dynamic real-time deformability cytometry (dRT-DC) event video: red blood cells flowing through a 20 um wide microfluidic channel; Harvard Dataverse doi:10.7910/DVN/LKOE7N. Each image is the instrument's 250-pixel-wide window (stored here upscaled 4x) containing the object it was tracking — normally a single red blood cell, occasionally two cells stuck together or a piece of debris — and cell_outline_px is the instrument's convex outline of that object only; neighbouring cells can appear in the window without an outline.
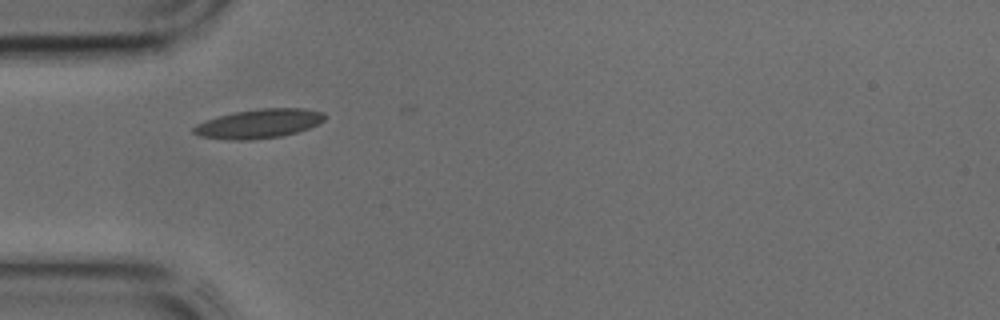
{"species": "common noctule bat (a hibernating species)", "species_latin": "Nyctalus noctula", "temperature_condition": "cold", "stored_images_in_passage": 26, "camera_frame_rate_fps": 3000, "um_per_image_px": 0.085, "animal": {"sex": "male", "body_mass_g": 17.9, "forearm_length_mm": 54.2}, "frame": {"image": 1, "passage_image": 1, "time_ms": 0.0, "image_size_px": [1000, 320], "cell_outline_px": [[324, 120], [308, 128], [296, 132], [280, 136], [252, 140], [228, 140], [200, 136], [192, 132], [192, 128], [196, 124], [220, 116], [236, 112], [260, 108], [304, 108], [324, 112]], "centroid_in_image_um": [22.0, 10.51], "position_along_channel_um": 63.0, "area_um2": 22.02}}
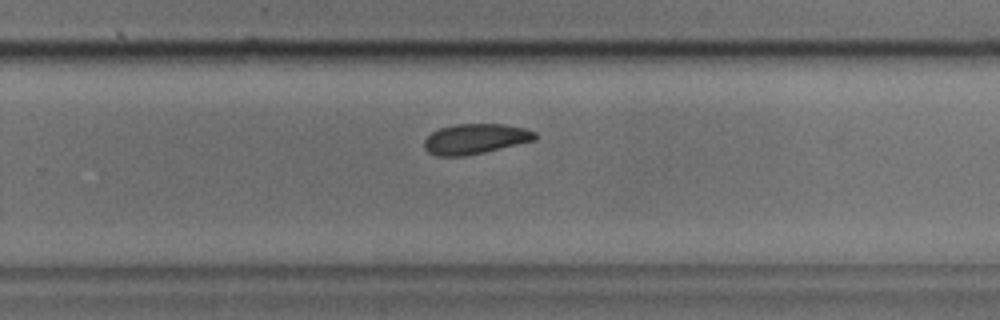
{"frame": {"image": 2, "passage_image": 16, "time_ms": 5.0, "image_size_px": [1000, 320], "cell_outline_px": [[536, 140], [484, 152], [464, 156], [436, 156], [428, 152], [424, 148], [424, 140], [432, 132], [440, 128], [452, 124], [504, 124], [524, 128], [536, 132]], "centroid_in_image_um": [40.38, 11.8], "position_along_channel_um": 289.4, "area_um2": 19.54}}
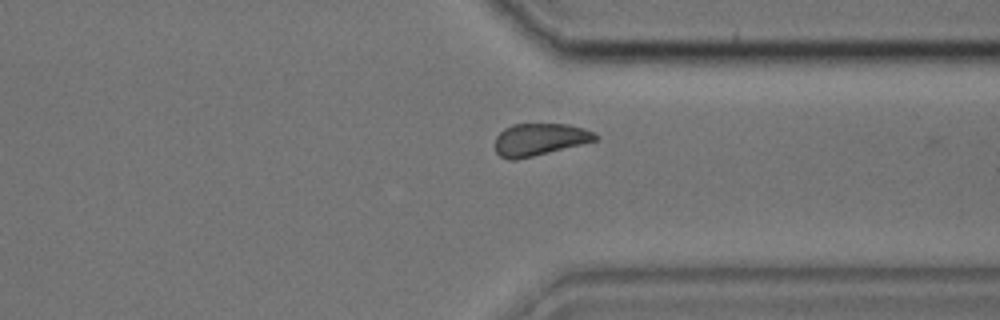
{"frame": {"image": 3, "passage_image": 21, "time_ms": 6.667, "image_size_px": [1000, 320], "cell_outline_px": [[600, 140], [516, 160], [508, 160], [500, 156], [496, 152], [496, 136], [504, 128], [512, 124], [568, 124], [584, 128], [596, 132], [600, 136]], "centroid_in_image_um": [45.92, 11.85], "position_along_channel_um": 365.5, "area_um2": 19.07}}